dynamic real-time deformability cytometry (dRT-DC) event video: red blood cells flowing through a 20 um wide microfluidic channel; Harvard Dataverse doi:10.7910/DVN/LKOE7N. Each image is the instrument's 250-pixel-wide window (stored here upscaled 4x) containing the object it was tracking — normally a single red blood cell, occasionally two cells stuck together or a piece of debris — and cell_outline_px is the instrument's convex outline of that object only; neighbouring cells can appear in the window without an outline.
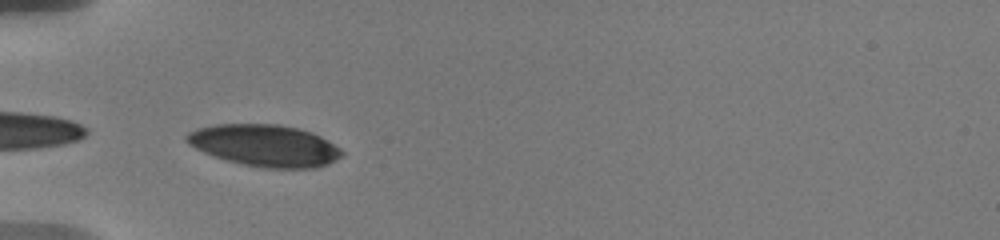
{"species": "human", "species_latin": "Homo sapiens", "temperature_condition": "warm", "stored_images_in_passage": 15, "camera_frame_rate_fps": 3000, "um_per_image_px": 0.085, "donor": {"sex": "male"}, "frame": {"image": 1, "passage_image": 3, "time_ms": 0.333, "image_size_px": [1000, 240], "cell_outline_px": [[344, 152], [340, 156], [328, 164], [316, 168], [264, 168], [244, 164], [228, 160], [204, 152], [188, 144], [184, 140], [184, 136], [188, 132], [196, 128], [216, 124], [280, 124], [300, 128], [312, 132], [320, 136], [340, 148]], "centroid_in_image_um": [22.49, 12.35], "position_along_channel_um": 62.5, "area_um2": 37.8}}
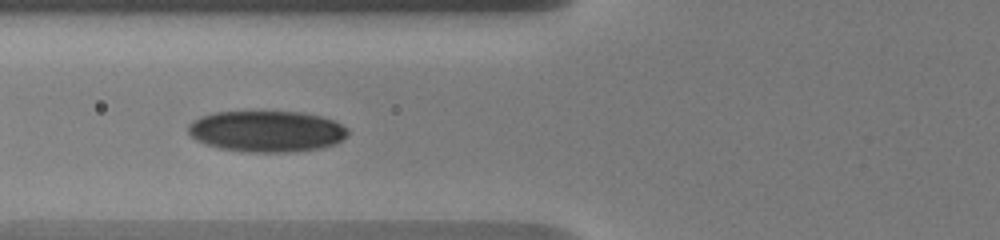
{"frame": {"image": 2, "passage_image": 12, "time_ms": 1.667, "image_size_px": [1000, 240], "cell_outline_px": [[348, 136], [336, 144], [320, 148], [288, 152], [248, 152], [220, 148], [204, 144], [196, 140], [188, 132], [188, 124], [192, 120], [200, 116], [212, 112], [304, 112], [320, 116], [332, 120], [348, 128]], "centroid_in_image_um": [22.65, 11.16], "position_along_channel_um": 103.1, "area_um2": 38.49}}